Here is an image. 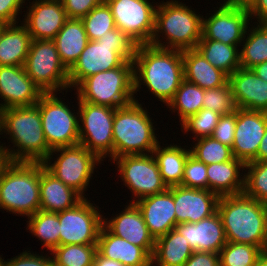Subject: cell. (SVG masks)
I'll return each instance as SVG.
<instances>
[{"mask_svg":"<svg viewBox=\"0 0 267 266\" xmlns=\"http://www.w3.org/2000/svg\"><path fill=\"white\" fill-rule=\"evenodd\" d=\"M133 64L134 94L146 86L147 92L167 106L184 79L182 51L141 44Z\"/></svg>","mask_w":267,"mask_h":266,"instance_id":"cell-1","label":"cell"},{"mask_svg":"<svg viewBox=\"0 0 267 266\" xmlns=\"http://www.w3.org/2000/svg\"><path fill=\"white\" fill-rule=\"evenodd\" d=\"M0 135L13 145L7 147L0 141L9 162H44L52 151L45 140L36 104L0 110Z\"/></svg>","mask_w":267,"mask_h":266,"instance_id":"cell-2","label":"cell"},{"mask_svg":"<svg viewBox=\"0 0 267 266\" xmlns=\"http://www.w3.org/2000/svg\"><path fill=\"white\" fill-rule=\"evenodd\" d=\"M217 212L227 242L267 248V204L244 193L219 198Z\"/></svg>","mask_w":267,"mask_h":266,"instance_id":"cell-3","label":"cell"},{"mask_svg":"<svg viewBox=\"0 0 267 266\" xmlns=\"http://www.w3.org/2000/svg\"><path fill=\"white\" fill-rule=\"evenodd\" d=\"M180 1L163 0L157 4L151 45L181 51L196 48L202 37L204 15Z\"/></svg>","mask_w":267,"mask_h":266,"instance_id":"cell-4","label":"cell"},{"mask_svg":"<svg viewBox=\"0 0 267 266\" xmlns=\"http://www.w3.org/2000/svg\"><path fill=\"white\" fill-rule=\"evenodd\" d=\"M137 46L134 40L117 27L97 41L89 40L68 70L70 91L90 75L120 67L125 61H133Z\"/></svg>","mask_w":267,"mask_h":266,"instance_id":"cell-5","label":"cell"},{"mask_svg":"<svg viewBox=\"0 0 267 266\" xmlns=\"http://www.w3.org/2000/svg\"><path fill=\"white\" fill-rule=\"evenodd\" d=\"M137 97L129 105L115 109L113 160L124 155L152 154L160 142L156 122Z\"/></svg>","mask_w":267,"mask_h":266,"instance_id":"cell-6","label":"cell"},{"mask_svg":"<svg viewBox=\"0 0 267 266\" xmlns=\"http://www.w3.org/2000/svg\"><path fill=\"white\" fill-rule=\"evenodd\" d=\"M0 209L27 218L40 210V162H9L4 167Z\"/></svg>","mask_w":267,"mask_h":266,"instance_id":"cell-7","label":"cell"},{"mask_svg":"<svg viewBox=\"0 0 267 266\" xmlns=\"http://www.w3.org/2000/svg\"><path fill=\"white\" fill-rule=\"evenodd\" d=\"M76 90L78 102L120 108L135 101L134 64L125 61L120 67L99 72L83 79Z\"/></svg>","mask_w":267,"mask_h":266,"instance_id":"cell-8","label":"cell"},{"mask_svg":"<svg viewBox=\"0 0 267 266\" xmlns=\"http://www.w3.org/2000/svg\"><path fill=\"white\" fill-rule=\"evenodd\" d=\"M102 163L94 153L81 144L56 148L43 162L44 167L51 174L83 198H88L85 192L90 187L95 169Z\"/></svg>","mask_w":267,"mask_h":266,"instance_id":"cell-9","label":"cell"},{"mask_svg":"<svg viewBox=\"0 0 267 266\" xmlns=\"http://www.w3.org/2000/svg\"><path fill=\"white\" fill-rule=\"evenodd\" d=\"M59 94L43 93L36 103L45 140L51 150L79 144V110L71 109Z\"/></svg>","mask_w":267,"mask_h":266,"instance_id":"cell-10","label":"cell"},{"mask_svg":"<svg viewBox=\"0 0 267 266\" xmlns=\"http://www.w3.org/2000/svg\"><path fill=\"white\" fill-rule=\"evenodd\" d=\"M25 71L43 93L70 90L68 69L62 63L53 40H32Z\"/></svg>","mask_w":267,"mask_h":266,"instance_id":"cell-11","label":"cell"},{"mask_svg":"<svg viewBox=\"0 0 267 266\" xmlns=\"http://www.w3.org/2000/svg\"><path fill=\"white\" fill-rule=\"evenodd\" d=\"M79 144L101 161H113V120L115 108L88 102H78Z\"/></svg>","mask_w":267,"mask_h":266,"instance_id":"cell-12","label":"cell"},{"mask_svg":"<svg viewBox=\"0 0 267 266\" xmlns=\"http://www.w3.org/2000/svg\"><path fill=\"white\" fill-rule=\"evenodd\" d=\"M111 163L117 166L118 177L132 193L129 203H135L168 189L152 154L124 155L115 158Z\"/></svg>","mask_w":267,"mask_h":266,"instance_id":"cell-13","label":"cell"},{"mask_svg":"<svg viewBox=\"0 0 267 266\" xmlns=\"http://www.w3.org/2000/svg\"><path fill=\"white\" fill-rule=\"evenodd\" d=\"M98 207L84 198L75 207L57 212L60 221L59 246L97 244L104 216Z\"/></svg>","mask_w":267,"mask_h":266,"instance_id":"cell-14","label":"cell"},{"mask_svg":"<svg viewBox=\"0 0 267 266\" xmlns=\"http://www.w3.org/2000/svg\"><path fill=\"white\" fill-rule=\"evenodd\" d=\"M115 26L138 45L150 44L155 31L157 3L150 0H105ZM156 5H155V4Z\"/></svg>","mask_w":267,"mask_h":266,"instance_id":"cell-15","label":"cell"},{"mask_svg":"<svg viewBox=\"0 0 267 266\" xmlns=\"http://www.w3.org/2000/svg\"><path fill=\"white\" fill-rule=\"evenodd\" d=\"M221 3L219 7H213V13H207L206 18L202 17L201 39H211L240 48L247 28L252 23L248 8L223 1Z\"/></svg>","mask_w":267,"mask_h":266,"instance_id":"cell-16","label":"cell"},{"mask_svg":"<svg viewBox=\"0 0 267 266\" xmlns=\"http://www.w3.org/2000/svg\"><path fill=\"white\" fill-rule=\"evenodd\" d=\"M267 127V112L237 108L233 156L244 164L252 162Z\"/></svg>","mask_w":267,"mask_h":266,"instance_id":"cell-17","label":"cell"},{"mask_svg":"<svg viewBox=\"0 0 267 266\" xmlns=\"http://www.w3.org/2000/svg\"><path fill=\"white\" fill-rule=\"evenodd\" d=\"M21 22L32 40H53L68 19L61 0H26ZM29 5V6H28Z\"/></svg>","mask_w":267,"mask_h":266,"instance_id":"cell-18","label":"cell"},{"mask_svg":"<svg viewBox=\"0 0 267 266\" xmlns=\"http://www.w3.org/2000/svg\"><path fill=\"white\" fill-rule=\"evenodd\" d=\"M42 94L24 66H0V110L35 105Z\"/></svg>","mask_w":267,"mask_h":266,"instance_id":"cell-19","label":"cell"},{"mask_svg":"<svg viewBox=\"0 0 267 266\" xmlns=\"http://www.w3.org/2000/svg\"><path fill=\"white\" fill-rule=\"evenodd\" d=\"M173 194L176 225L196 223L217 212L219 196L209 190L182 185L168 187Z\"/></svg>","mask_w":267,"mask_h":266,"instance_id":"cell-20","label":"cell"},{"mask_svg":"<svg viewBox=\"0 0 267 266\" xmlns=\"http://www.w3.org/2000/svg\"><path fill=\"white\" fill-rule=\"evenodd\" d=\"M110 218L103 216V225L114 235L142 247L151 257L155 239L144 222L143 215L135 203H128L118 214Z\"/></svg>","mask_w":267,"mask_h":266,"instance_id":"cell-21","label":"cell"},{"mask_svg":"<svg viewBox=\"0 0 267 266\" xmlns=\"http://www.w3.org/2000/svg\"><path fill=\"white\" fill-rule=\"evenodd\" d=\"M175 229L187 239L193 251L220 253L227 239L218 212L196 223L177 224Z\"/></svg>","mask_w":267,"mask_h":266,"instance_id":"cell-22","label":"cell"},{"mask_svg":"<svg viewBox=\"0 0 267 266\" xmlns=\"http://www.w3.org/2000/svg\"><path fill=\"white\" fill-rule=\"evenodd\" d=\"M228 82L237 108L267 112V82L252 69L238 68Z\"/></svg>","mask_w":267,"mask_h":266,"instance_id":"cell-23","label":"cell"},{"mask_svg":"<svg viewBox=\"0 0 267 266\" xmlns=\"http://www.w3.org/2000/svg\"><path fill=\"white\" fill-rule=\"evenodd\" d=\"M140 209L144 222L154 239L175 229L176 214L173 194L165 192L145 197L135 202Z\"/></svg>","mask_w":267,"mask_h":266,"instance_id":"cell-24","label":"cell"},{"mask_svg":"<svg viewBox=\"0 0 267 266\" xmlns=\"http://www.w3.org/2000/svg\"><path fill=\"white\" fill-rule=\"evenodd\" d=\"M84 198L57 179L40 162V210L57 213L75 207Z\"/></svg>","mask_w":267,"mask_h":266,"instance_id":"cell-25","label":"cell"},{"mask_svg":"<svg viewBox=\"0 0 267 266\" xmlns=\"http://www.w3.org/2000/svg\"><path fill=\"white\" fill-rule=\"evenodd\" d=\"M97 252L124 266H152L151 256L142 247L112 234L104 225L99 232Z\"/></svg>","mask_w":267,"mask_h":266,"instance_id":"cell-26","label":"cell"},{"mask_svg":"<svg viewBox=\"0 0 267 266\" xmlns=\"http://www.w3.org/2000/svg\"><path fill=\"white\" fill-rule=\"evenodd\" d=\"M208 190L219 197L244 191L245 164L236 159L207 165Z\"/></svg>","mask_w":267,"mask_h":266,"instance_id":"cell-27","label":"cell"},{"mask_svg":"<svg viewBox=\"0 0 267 266\" xmlns=\"http://www.w3.org/2000/svg\"><path fill=\"white\" fill-rule=\"evenodd\" d=\"M31 42L22 22L6 24L0 32V66H24Z\"/></svg>","mask_w":267,"mask_h":266,"instance_id":"cell-28","label":"cell"},{"mask_svg":"<svg viewBox=\"0 0 267 266\" xmlns=\"http://www.w3.org/2000/svg\"><path fill=\"white\" fill-rule=\"evenodd\" d=\"M184 79L202 89L223 86L228 76L211 65L195 48L182 51Z\"/></svg>","mask_w":267,"mask_h":266,"instance_id":"cell-29","label":"cell"},{"mask_svg":"<svg viewBox=\"0 0 267 266\" xmlns=\"http://www.w3.org/2000/svg\"><path fill=\"white\" fill-rule=\"evenodd\" d=\"M161 143L157 144L152 155L157 162L162 180L167 187L181 185L185 163L191 153L190 147L177 143L165 144L164 147L160 145Z\"/></svg>","mask_w":267,"mask_h":266,"instance_id":"cell-30","label":"cell"},{"mask_svg":"<svg viewBox=\"0 0 267 266\" xmlns=\"http://www.w3.org/2000/svg\"><path fill=\"white\" fill-rule=\"evenodd\" d=\"M53 41L62 63L69 70L77 61L89 40L82 20L68 18Z\"/></svg>","mask_w":267,"mask_h":266,"instance_id":"cell-31","label":"cell"},{"mask_svg":"<svg viewBox=\"0 0 267 266\" xmlns=\"http://www.w3.org/2000/svg\"><path fill=\"white\" fill-rule=\"evenodd\" d=\"M193 249L187 239L176 229L155 239L152 266H183L191 257Z\"/></svg>","mask_w":267,"mask_h":266,"instance_id":"cell-32","label":"cell"},{"mask_svg":"<svg viewBox=\"0 0 267 266\" xmlns=\"http://www.w3.org/2000/svg\"><path fill=\"white\" fill-rule=\"evenodd\" d=\"M241 46L242 47L239 48V55L240 66L242 68L251 69L257 64L266 62L267 23L253 22L250 24Z\"/></svg>","mask_w":267,"mask_h":266,"instance_id":"cell-33","label":"cell"},{"mask_svg":"<svg viewBox=\"0 0 267 266\" xmlns=\"http://www.w3.org/2000/svg\"><path fill=\"white\" fill-rule=\"evenodd\" d=\"M196 49L211 65L227 76L241 67L238 46L227 45L211 39H200Z\"/></svg>","mask_w":267,"mask_h":266,"instance_id":"cell-34","label":"cell"},{"mask_svg":"<svg viewBox=\"0 0 267 266\" xmlns=\"http://www.w3.org/2000/svg\"><path fill=\"white\" fill-rule=\"evenodd\" d=\"M27 219L26 230L40 240L42 250L45 248L51 252L59 246L60 221L57 213L38 210Z\"/></svg>","mask_w":267,"mask_h":266,"instance_id":"cell-35","label":"cell"},{"mask_svg":"<svg viewBox=\"0 0 267 266\" xmlns=\"http://www.w3.org/2000/svg\"><path fill=\"white\" fill-rule=\"evenodd\" d=\"M203 98L204 89L183 79L167 108L171 113H177L178 122L181 124L203 108Z\"/></svg>","mask_w":267,"mask_h":266,"instance_id":"cell-36","label":"cell"},{"mask_svg":"<svg viewBox=\"0 0 267 266\" xmlns=\"http://www.w3.org/2000/svg\"><path fill=\"white\" fill-rule=\"evenodd\" d=\"M97 253V244L58 246L50 253L53 266H92Z\"/></svg>","mask_w":267,"mask_h":266,"instance_id":"cell-37","label":"cell"},{"mask_svg":"<svg viewBox=\"0 0 267 266\" xmlns=\"http://www.w3.org/2000/svg\"><path fill=\"white\" fill-rule=\"evenodd\" d=\"M190 150L194 157L206 165L222 163L234 158L231 147L223 145L211 136L193 141Z\"/></svg>","mask_w":267,"mask_h":266,"instance_id":"cell-38","label":"cell"},{"mask_svg":"<svg viewBox=\"0 0 267 266\" xmlns=\"http://www.w3.org/2000/svg\"><path fill=\"white\" fill-rule=\"evenodd\" d=\"M243 193L267 204V161H252L245 164Z\"/></svg>","mask_w":267,"mask_h":266,"instance_id":"cell-39","label":"cell"},{"mask_svg":"<svg viewBox=\"0 0 267 266\" xmlns=\"http://www.w3.org/2000/svg\"><path fill=\"white\" fill-rule=\"evenodd\" d=\"M81 20L90 41H97L108 31L116 28L112 11L105 1Z\"/></svg>","mask_w":267,"mask_h":266,"instance_id":"cell-40","label":"cell"},{"mask_svg":"<svg viewBox=\"0 0 267 266\" xmlns=\"http://www.w3.org/2000/svg\"><path fill=\"white\" fill-rule=\"evenodd\" d=\"M263 250L250 244L227 242L220 250V266H255Z\"/></svg>","mask_w":267,"mask_h":266,"instance_id":"cell-41","label":"cell"},{"mask_svg":"<svg viewBox=\"0 0 267 266\" xmlns=\"http://www.w3.org/2000/svg\"><path fill=\"white\" fill-rule=\"evenodd\" d=\"M220 117L221 114L210 109L202 108L199 112L179 124L181 125V132L184 135H188V132L192 134V141L209 137L212 135Z\"/></svg>","mask_w":267,"mask_h":266,"instance_id":"cell-42","label":"cell"},{"mask_svg":"<svg viewBox=\"0 0 267 266\" xmlns=\"http://www.w3.org/2000/svg\"><path fill=\"white\" fill-rule=\"evenodd\" d=\"M203 108L210 109L221 115L236 111L230 83L227 81L223 86L204 89Z\"/></svg>","mask_w":267,"mask_h":266,"instance_id":"cell-43","label":"cell"},{"mask_svg":"<svg viewBox=\"0 0 267 266\" xmlns=\"http://www.w3.org/2000/svg\"><path fill=\"white\" fill-rule=\"evenodd\" d=\"M182 186L208 190L207 165L191 153L184 167Z\"/></svg>","mask_w":267,"mask_h":266,"instance_id":"cell-44","label":"cell"},{"mask_svg":"<svg viewBox=\"0 0 267 266\" xmlns=\"http://www.w3.org/2000/svg\"><path fill=\"white\" fill-rule=\"evenodd\" d=\"M236 129V111L221 115L211 137L232 148Z\"/></svg>","mask_w":267,"mask_h":266,"instance_id":"cell-45","label":"cell"},{"mask_svg":"<svg viewBox=\"0 0 267 266\" xmlns=\"http://www.w3.org/2000/svg\"><path fill=\"white\" fill-rule=\"evenodd\" d=\"M30 250L31 248L23 250L20 254L7 260L3 258V266H53L52 256L45 255L44 252L37 254V252Z\"/></svg>","mask_w":267,"mask_h":266,"instance_id":"cell-46","label":"cell"},{"mask_svg":"<svg viewBox=\"0 0 267 266\" xmlns=\"http://www.w3.org/2000/svg\"><path fill=\"white\" fill-rule=\"evenodd\" d=\"M105 0H61L67 18L82 19Z\"/></svg>","mask_w":267,"mask_h":266,"instance_id":"cell-47","label":"cell"},{"mask_svg":"<svg viewBox=\"0 0 267 266\" xmlns=\"http://www.w3.org/2000/svg\"><path fill=\"white\" fill-rule=\"evenodd\" d=\"M25 3L26 0H0V21L4 24L21 22L20 16Z\"/></svg>","mask_w":267,"mask_h":266,"instance_id":"cell-48","label":"cell"},{"mask_svg":"<svg viewBox=\"0 0 267 266\" xmlns=\"http://www.w3.org/2000/svg\"><path fill=\"white\" fill-rule=\"evenodd\" d=\"M183 266H220V256L213 252L193 251Z\"/></svg>","mask_w":267,"mask_h":266,"instance_id":"cell-49","label":"cell"},{"mask_svg":"<svg viewBox=\"0 0 267 266\" xmlns=\"http://www.w3.org/2000/svg\"><path fill=\"white\" fill-rule=\"evenodd\" d=\"M247 8L252 22L267 23V0H252Z\"/></svg>","mask_w":267,"mask_h":266,"instance_id":"cell-50","label":"cell"},{"mask_svg":"<svg viewBox=\"0 0 267 266\" xmlns=\"http://www.w3.org/2000/svg\"><path fill=\"white\" fill-rule=\"evenodd\" d=\"M253 161H256V162L267 161V127L265 130L264 136L260 142L257 156Z\"/></svg>","mask_w":267,"mask_h":266,"instance_id":"cell-51","label":"cell"},{"mask_svg":"<svg viewBox=\"0 0 267 266\" xmlns=\"http://www.w3.org/2000/svg\"><path fill=\"white\" fill-rule=\"evenodd\" d=\"M92 266H124V265L119 261L105 258L97 252Z\"/></svg>","mask_w":267,"mask_h":266,"instance_id":"cell-52","label":"cell"},{"mask_svg":"<svg viewBox=\"0 0 267 266\" xmlns=\"http://www.w3.org/2000/svg\"><path fill=\"white\" fill-rule=\"evenodd\" d=\"M251 69L259 78L267 82V61L257 64Z\"/></svg>","mask_w":267,"mask_h":266,"instance_id":"cell-53","label":"cell"},{"mask_svg":"<svg viewBox=\"0 0 267 266\" xmlns=\"http://www.w3.org/2000/svg\"><path fill=\"white\" fill-rule=\"evenodd\" d=\"M8 163H9V159L7 157L6 150L4 149L3 145H1L0 143V174Z\"/></svg>","mask_w":267,"mask_h":266,"instance_id":"cell-54","label":"cell"},{"mask_svg":"<svg viewBox=\"0 0 267 266\" xmlns=\"http://www.w3.org/2000/svg\"><path fill=\"white\" fill-rule=\"evenodd\" d=\"M255 266H267V251H263L258 257Z\"/></svg>","mask_w":267,"mask_h":266,"instance_id":"cell-55","label":"cell"},{"mask_svg":"<svg viewBox=\"0 0 267 266\" xmlns=\"http://www.w3.org/2000/svg\"><path fill=\"white\" fill-rule=\"evenodd\" d=\"M252 0H224L228 4L232 5H241V6H248Z\"/></svg>","mask_w":267,"mask_h":266,"instance_id":"cell-56","label":"cell"},{"mask_svg":"<svg viewBox=\"0 0 267 266\" xmlns=\"http://www.w3.org/2000/svg\"><path fill=\"white\" fill-rule=\"evenodd\" d=\"M6 24H4L2 21H0V32L1 30L3 29V27L5 26Z\"/></svg>","mask_w":267,"mask_h":266,"instance_id":"cell-57","label":"cell"},{"mask_svg":"<svg viewBox=\"0 0 267 266\" xmlns=\"http://www.w3.org/2000/svg\"><path fill=\"white\" fill-rule=\"evenodd\" d=\"M0 266H3V259H2V255H0Z\"/></svg>","mask_w":267,"mask_h":266,"instance_id":"cell-58","label":"cell"}]
</instances>
